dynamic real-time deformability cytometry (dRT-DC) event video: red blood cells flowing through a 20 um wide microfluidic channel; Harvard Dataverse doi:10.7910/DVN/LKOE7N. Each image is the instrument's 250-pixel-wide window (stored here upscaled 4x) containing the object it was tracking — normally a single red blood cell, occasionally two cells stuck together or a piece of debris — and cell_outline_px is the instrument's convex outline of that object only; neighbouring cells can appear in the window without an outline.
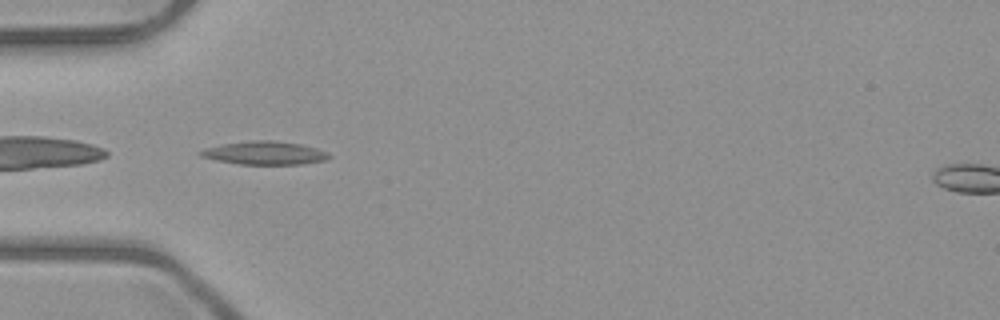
{"species": "common noctule bat (a hibernating species)", "species_latin": "Nyctalus noctula", "temperature_condition": "room temperature", "stored_images_in_passage": 5, "camera_frame_rate_fps": 3000, "um_per_image_px": 0.085, "animal": {"sex": "male", "body_mass_g": 23.1, "forearm_length_mm": 52.7}, "frame": {"image": 1, "passage_image": 2, "time_ms": 1.333, "image_size_px": [1000, 320], "cell_outline_px": [[332, 156], [324, 160], [300, 164], [240, 164], [216, 160], [200, 156], [196, 152], [204, 148], [224, 144], [252, 140], [272, 140], [300, 144], [316, 148]], "centroid_in_image_um": [22.44, 13.0], "position_along_channel_um": 62.6, "area_um2": 17.22}}
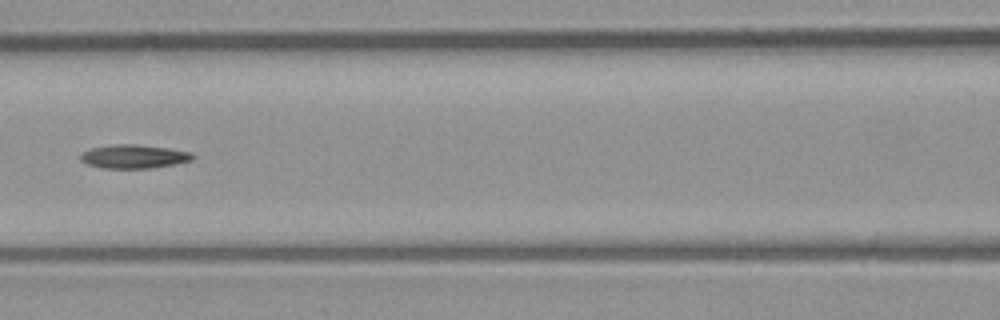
{"frame": {"image": 2, "passage_image": 4, "time_ms": 3.667, "image_size_px": [1000, 320], "cell_outline_px": [[196, 156], [192, 160], [172, 164], [148, 168], [100, 168], [88, 164], [80, 160], [80, 156], [84, 152], [92, 148], [112, 144], [136, 144], [168, 148], [192, 152]], "centroid_in_image_um": [11.38, 13.29], "position_along_channel_um": 155.2, "area_um2": 15.37}}
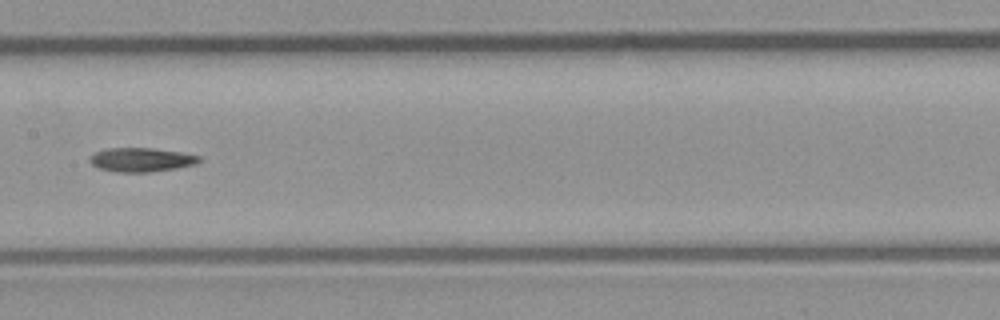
{"frame": {"image": 3, "passage_image": 5, "time_ms": 4.667, "image_size_px": [1000, 320], "cell_outline_px": [[200, 160], [196, 164], [176, 168], [148, 172], [116, 172], [100, 168], [92, 164], [88, 160], [96, 152], [108, 148], [152, 148], [180, 152], [200, 156]], "centroid_in_image_um": [12.01, 13.58], "position_along_channel_um": 195.4, "area_um2": 15.09}}